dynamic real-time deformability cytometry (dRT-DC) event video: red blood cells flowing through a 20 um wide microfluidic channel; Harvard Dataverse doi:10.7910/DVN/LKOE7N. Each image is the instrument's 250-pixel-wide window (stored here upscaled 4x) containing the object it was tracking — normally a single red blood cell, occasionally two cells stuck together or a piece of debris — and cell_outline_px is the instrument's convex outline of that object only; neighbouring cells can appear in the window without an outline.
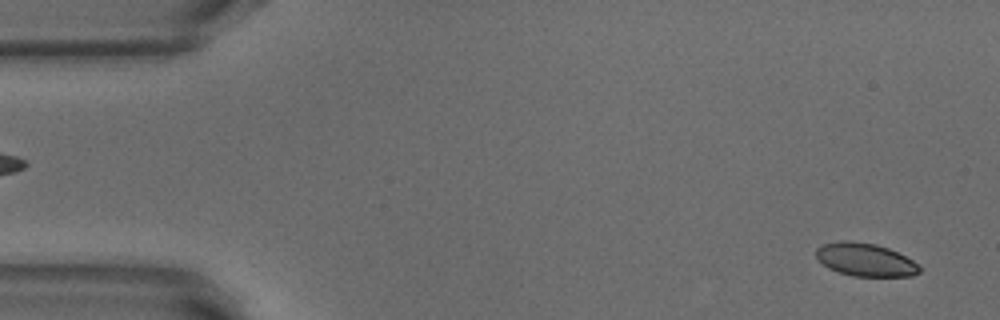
{"species": "common noctule bat (a hibernating species)", "species_latin": "Nyctalus noctula", "temperature_condition": "warm", "stored_images_in_passage": 51, "camera_frame_rate_fps": 3000, "um_per_image_px": 0.085, "animal": {"sex": "male", "body_mass_g": 18.8}, "frame": {"image": 1, "passage_image": 2, "time_ms": 0.333, "image_size_px": [1000, 320], "cell_outline_px": [[920, 272], [912, 276], [852, 276], [828, 268], [816, 256], [816, 248], [824, 244], [840, 240], [848, 240], [876, 244], [888, 248], [920, 264]], "centroid_in_image_um": [73.56, 22.07], "position_along_channel_um": 11.4, "area_um2": 19.83}}
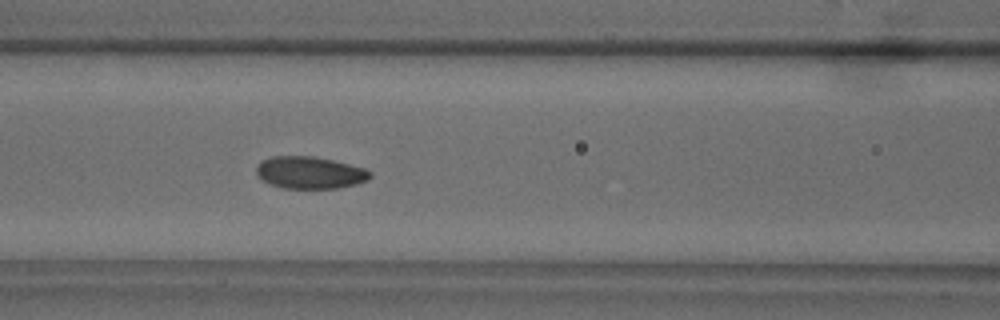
{"frame": {"image": 2, "passage_image": 21, "time_ms": 6.667, "image_size_px": [1000, 320], "cell_outline_px": [[372, 176], [368, 180], [356, 184], [336, 188], [280, 188], [264, 180], [256, 172], [256, 168], [260, 160], [272, 156], [312, 156], [332, 160], [364, 168], [372, 172]], "centroid_in_image_um": [26.34, 14.67], "position_along_channel_um": 140.3, "area_um2": 21.21}}
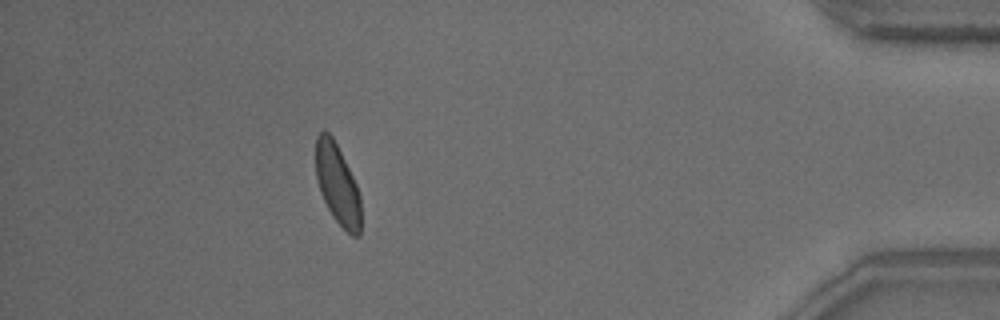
{"frame": {"image": 3, "passage_image": 46, "time_ms": 15.0, "image_size_px": [1000, 320], "cell_outline_px": [[360, 236], [352, 236], [332, 216], [320, 192], [316, 176], [316, 136], [324, 128], [332, 136], [356, 184], [360, 196]], "centroid_in_image_um": [28.67, 15.66], "position_along_channel_um": 406.5, "area_um2": 20.81}, "authors_computed_cell_mechanics": {"area_um2": 21.3282, "velocity_mm_per_s": 3.8374, "shape_relaxation_time_tau1_ms": 3.0464, "shape_relaxation_time_tau2_ms": 1.9768, "deformation_change_tau1": 0.0894, "deformation_change_tau2": 0.0628}}